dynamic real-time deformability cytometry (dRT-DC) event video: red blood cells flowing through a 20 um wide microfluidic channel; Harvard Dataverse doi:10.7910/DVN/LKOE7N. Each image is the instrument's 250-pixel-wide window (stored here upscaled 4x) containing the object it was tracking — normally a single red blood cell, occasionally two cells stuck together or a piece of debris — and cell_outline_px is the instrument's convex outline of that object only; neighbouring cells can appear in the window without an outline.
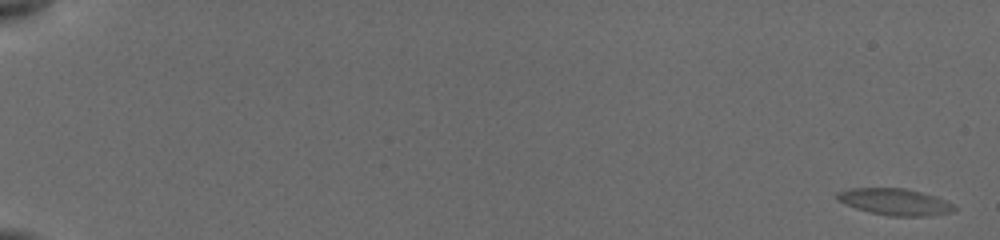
{"species": "common noctule bat (a hibernating species)", "species_latin": "Nyctalus noctula", "temperature_condition": "cold", "stored_images_in_passage": 40, "camera_frame_rate_fps": 3000, "um_per_image_px": 0.085, "animal": {"sex": "female", "body_mass_g": 19.5, "forearm_length_mm": 54.1}, "frame": {"image": 1, "passage_image": 1, "time_ms": 0.0, "image_size_px": [1000, 240], "cell_outline_px": [[956, 208], [948, 212], [924, 216], [888, 216], [868, 212], [856, 208], [836, 200], [836, 192], [852, 188], [904, 188], [936, 196], [956, 204]], "centroid_in_image_um": [76.04, 17.15], "position_along_channel_um": 9.0, "area_um2": 18.15}}
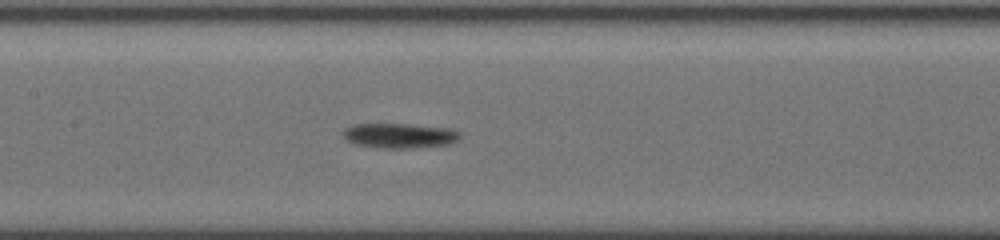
{"frame": {"image": 2, "passage_image": 24, "time_ms": 9.667, "image_size_px": [1000, 240], "cell_outline_px": [[460, 136], [456, 140], [448, 144], [412, 148], [376, 148], [352, 144], [340, 132], [344, 128], [352, 124], [412, 124], [448, 128], [460, 132]], "centroid_in_image_um": [33.89, 11.53], "position_along_channel_um": 173.5, "area_um2": 17.11}}
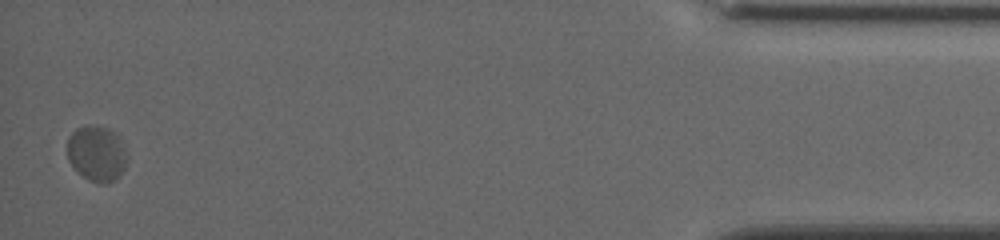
{"frame": {"image": 3, "passage_image": 40, "time_ms": 18.333, "image_size_px": [1000, 240], "cell_outline_px": [[128, 156], [124, 168], [116, 180], [108, 184], [100, 184], [88, 180], [68, 160], [68, 136], [76, 128], [88, 124], [108, 128], [116, 132], [120, 136]], "centroid_in_image_um": [8.26, 13.03], "position_along_channel_um": 426.9, "area_um2": 19.65}, "authors_computed_cell_mechanics": {"area_um2": 17.3978, "velocity_mm_per_s": 3.7527, "shape_relaxation_time_tau1_ms": 7.0571, "shape_relaxation_time_tau2_ms": 1.0668, "deformation_change_tau1": 0.1377, "deformation_change_tau2": 0.0248}}